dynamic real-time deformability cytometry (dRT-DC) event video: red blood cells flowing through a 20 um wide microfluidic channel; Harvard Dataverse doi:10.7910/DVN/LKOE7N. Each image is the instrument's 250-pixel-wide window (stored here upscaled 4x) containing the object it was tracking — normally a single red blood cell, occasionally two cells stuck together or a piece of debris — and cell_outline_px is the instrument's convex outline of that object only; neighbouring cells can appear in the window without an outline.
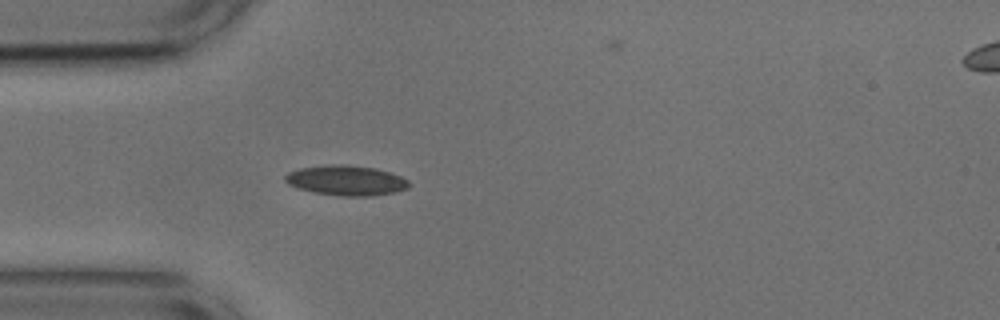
{"species": "common noctule bat (a hibernating species)", "species_latin": "Nyctalus noctula", "temperature_condition": "cold", "stored_images_in_passage": 10, "camera_frame_rate_fps": 3000, "um_per_image_px": 0.085, "animal": {"sex": "male", "body_mass_g": 17.9, "forearm_length_mm": 54.2}, "frame": {"image": 1, "passage_image": 6, "time_ms": 1.667, "image_size_px": [1000, 320], "cell_outline_px": [[408, 188], [396, 192], [372, 196], [344, 196], [316, 192], [300, 188], [288, 184], [284, 180], [284, 176], [288, 172], [300, 168], [324, 164], [344, 164], [376, 168], [400, 176], [408, 180]], "centroid_in_image_um": [29.42, 15.32], "position_along_channel_um": 55.6, "area_um2": 21.62}}